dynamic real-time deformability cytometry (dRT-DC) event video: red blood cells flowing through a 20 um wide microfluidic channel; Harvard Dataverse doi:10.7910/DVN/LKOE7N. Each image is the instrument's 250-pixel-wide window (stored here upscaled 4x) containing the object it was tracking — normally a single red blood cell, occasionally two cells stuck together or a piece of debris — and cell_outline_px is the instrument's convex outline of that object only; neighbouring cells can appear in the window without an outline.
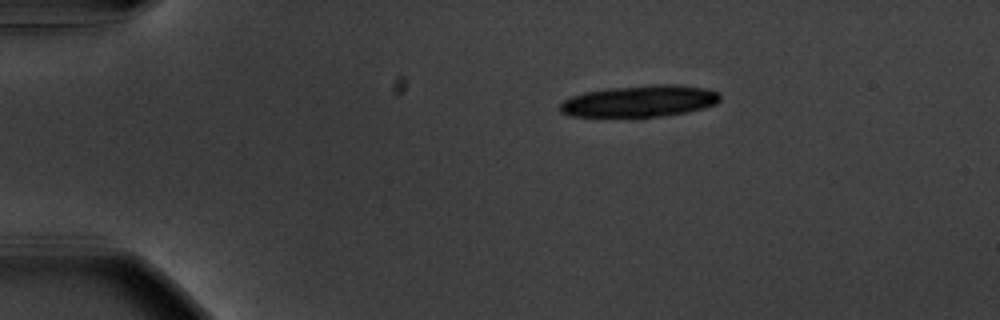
{"species": "common noctule bat (a hibernating species)", "species_latin": "Nyctalus noctula", "temperature_condition": "warm", "stored_images_in_passage": 12, "camera_frame_rate_fps": 3000, "um_per_image_px": 0.085, "animal": {"sex": "male", "body_mass_g": 20.1, "forearm_length_mm": 53.5}, "frame": {"image": 1, "passage_image": 1, "time_ms": 0.0, "image_size_px": [1000, 320], "cell_outline_px": [[720, 100], [716, 104], [704, 108], [688, 112], [664, 116], [568, 116], [560, 112], [560, 104], [564, 100], [572, 96], [584, 92], [612, 88], [652, 84], [676, 84], [708, 88], [720, 92]], "centroid_in_image_um": [54.43, 8.58], "position_along_channel_um": 30.6, "area_um2": 29.59}}